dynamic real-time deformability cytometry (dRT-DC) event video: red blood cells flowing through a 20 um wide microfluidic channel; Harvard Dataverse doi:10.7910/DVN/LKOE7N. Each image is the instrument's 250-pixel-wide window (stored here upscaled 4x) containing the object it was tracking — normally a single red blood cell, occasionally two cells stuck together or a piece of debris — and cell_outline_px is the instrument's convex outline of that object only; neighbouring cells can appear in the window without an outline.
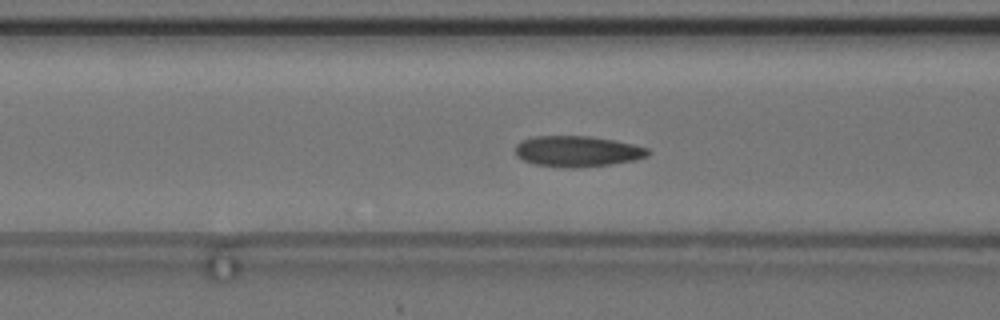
{"species": "common noctule bat (a hibernating species)", "species_latin": "Nyctalus noctula", "temperature_condition": "cold", "stored_images_in_passage": 51, "camera_frame_rate_fps": 3000, "um_per_image_px": 0.085, "animal": {"sex": "female", "body_mass_g": 24.6, "forearm_length_mm": 56.2}, "frame": {"image": 1, "passage_image": 22, "time_ms": 7.0, "image_size_px": [1000, 320], "cell_outline_px": [[652, 152], [648, 156], [632, 160], [608, 164], [580, 168], [568, 168], [536, 164], [524, 160], [516, 156], [516, 144], [520, 140], [532, 136], [592, 136], [632, 144], [648, 148]], "centroid_in_image_um": [49.05, 12.85], "position_along_channel_um": 117.5, "area_um2": 23.81}}